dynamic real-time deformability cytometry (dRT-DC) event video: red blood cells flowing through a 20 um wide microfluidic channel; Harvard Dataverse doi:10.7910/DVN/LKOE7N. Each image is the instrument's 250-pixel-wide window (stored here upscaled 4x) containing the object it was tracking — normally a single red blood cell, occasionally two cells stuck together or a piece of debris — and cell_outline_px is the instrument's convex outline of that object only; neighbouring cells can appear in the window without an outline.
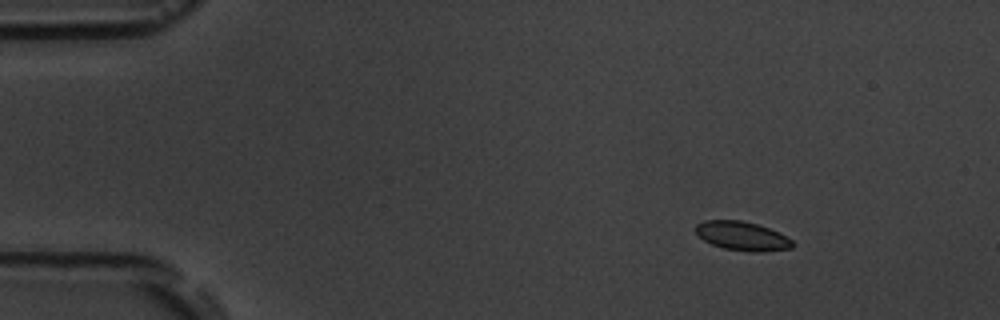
{"species": "common noctule bat (a hibernating species)", "species_latin": "Nyctalus noctula", "temperature_condition": "room temperature", "stored_images_in_passage": 4, "camera_frame_rate_fps": 3000, "um_per_image_px": 0.085, "animal": {"sex": "male", "body_mass_g": 19.5, "forearm_length_mm": 54.6}, "frame": {"image": 1, "passage_image": 1, "time_ms": 0.0, "image_size_px": [1000, 320], "cell_outline_px": [[796, 244], [792, 248], [760, 252], [752, 252], [724, 248], [712, 244], [704, 240], [692, 228], [696, 224], [704, 220], [740, 220], [756, 224], [768, 228], [792, 240]], "centroid_in_image_um": [63.06, 20.06], "position_along_channel_um": 21.9, "area_um2": 16.24}}
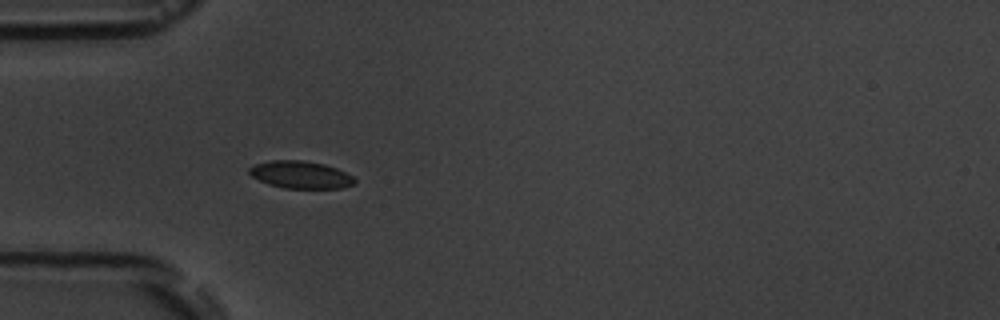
{"frame": {"image": 2, "passage_image": 4, "time_ms": 3.333, "image_size_px": [1000, 320], "cell_outline_px": [[356, 184], [340, 188], [284, 188], [268, 184], [252, 176], [248, 172], [248, 168], [256, 164], [272, 160], [304, 160], [324, 164], [336, 168], [352, 176], [356, 180]], "centroid_in_image_um": [25.56, 14.85], "position_along_channel_um": 59.4, "area_um2": 16.76}}